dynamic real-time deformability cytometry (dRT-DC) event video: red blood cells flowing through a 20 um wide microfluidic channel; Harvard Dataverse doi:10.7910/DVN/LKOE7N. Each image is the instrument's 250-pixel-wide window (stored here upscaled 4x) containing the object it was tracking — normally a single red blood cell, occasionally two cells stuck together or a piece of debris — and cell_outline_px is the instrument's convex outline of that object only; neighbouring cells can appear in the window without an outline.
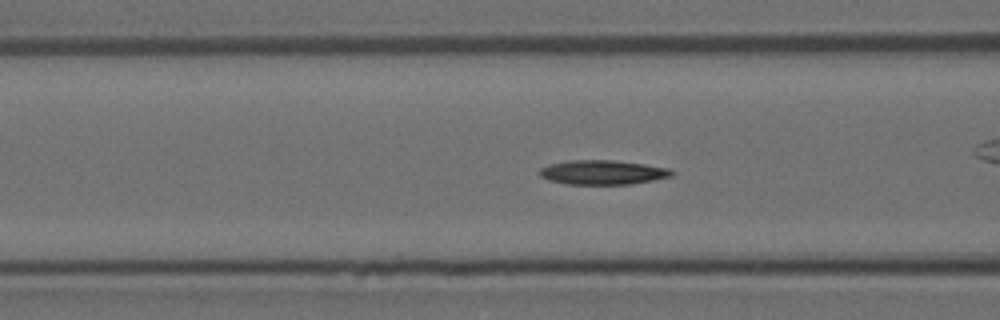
{"species": "Egyptian fruit bat (a non-hibernating species)", "species_latin": "Rousettus aegyptiacus", "temperature_condition": "room temperature", "stored_images_in_passage": 55, "camera_frame_rate_fps": 3000, "um_per_image_px": 0.085, "animal": {"sex": "female"}, "frame": {"image": 1, "passage_image": 21, "time_ms": 6.667, "image_size_px": [1000, 320], "cell_outline_px": [[676, 172], [672, 176], [632, 184], [568, 184], [548, 180], [540, 176], [536, 172], [540, 168], [548, 164], [568, 160], [612, 160], [644, 164], [672, 168]], "centroid_in_image_um": [51.22, 14.64], "position_along_channel_um": 115.4, "area_um2": 19.02}}
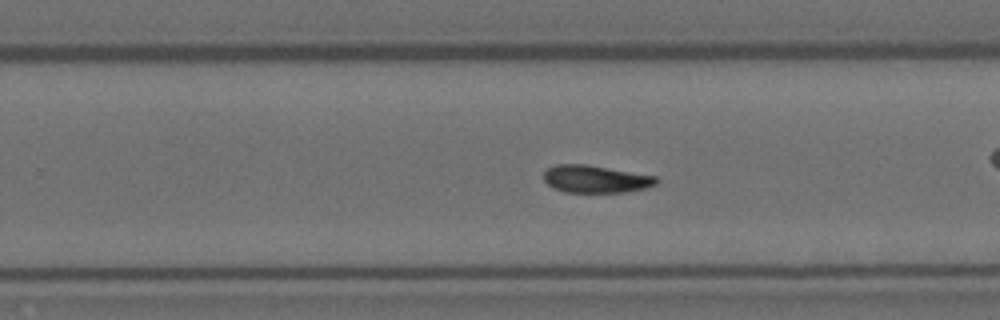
{"frame": {"image": 2, "passage_image": 34, "time_ms": 11.0, "image_size_px": [1000, 320], "cell_outline_px": [[660, 180], [656, 184], [644, 188], [624, 192], [564, 192], [552, 188], [544, 180], [544, 172], [548, 168], [556, 164], [588, 164], [656, 176]], "centroid_in_image_um": [50.62, 15.21], "position_along_channel_um": 279.2, "area_um2": 18.09}}
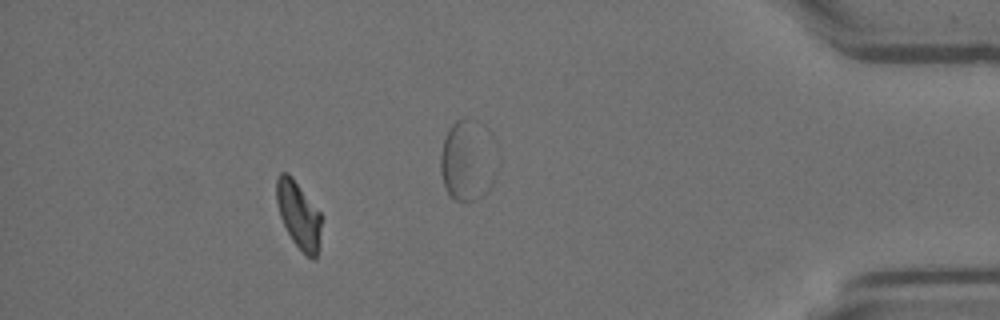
{"frame": {"image": 3, "passage_image": 49, "time_ms": 16.0, "image_size_px": [1000, 320], "cell_outline_px": [[320, 228], [316, 260], [312, 260], [292, 240], [280, 216], [276, 200], [276, 176], [280, 172], [288, 172], [292, 176], [320, 212]], "centroid_in_image_um": [25.35, 18.21], "position_along_channel_um": 409.8, "area_um2": 17.22}}